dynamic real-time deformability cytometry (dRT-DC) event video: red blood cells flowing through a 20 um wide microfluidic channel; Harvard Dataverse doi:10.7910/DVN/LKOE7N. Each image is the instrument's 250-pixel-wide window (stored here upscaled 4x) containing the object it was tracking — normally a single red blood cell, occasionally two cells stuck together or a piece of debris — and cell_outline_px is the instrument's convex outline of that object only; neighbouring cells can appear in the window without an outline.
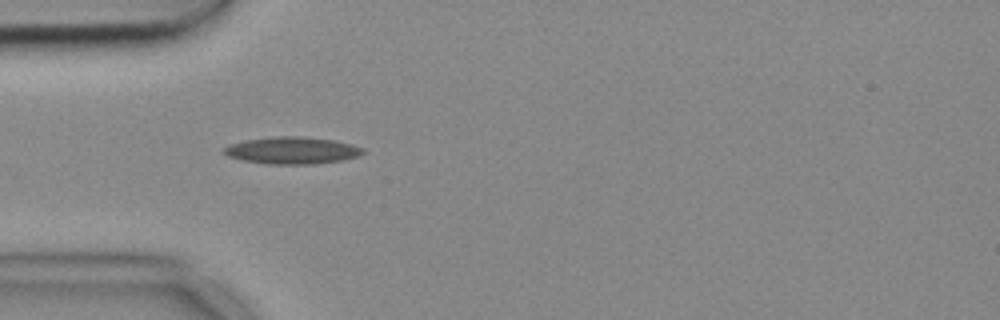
{"species": "common noctule bat (a hibernating species)", "species_latin": "Nyctalus noctula", "temperature_condition": "cold", "stored_images_in_passage": 9, "camera_frame_rate_fps": 3000, "um_per_image_px": 0.085, "animal": {"sex": "female", "body_mass_g": 18.4}, "frame": {"image": 1, "passage_image": 6, "time_ms": 1.667, "image_size_px": [1000, 320], "cell_outline_px": [[364, 152], [356, 156], [340, 160], [312, 164], [268, 164], [244, 160], [228, 156], [224, 152], [224, 148], [232, 144], [244, 140], [276, 136], [304, 136], [332, 140], [352, 144], [364, 148]], "centroid_in_image_um": [24.83, 12.78], "position_along_channel_um": 60.2, "area_um2": 21.62}}
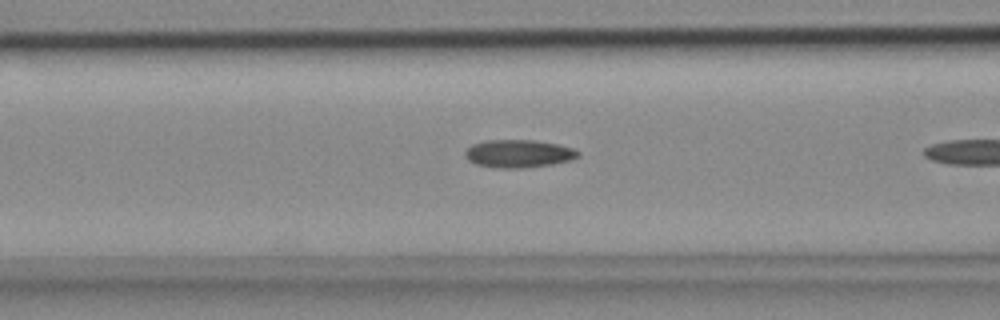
{"frame": {"image": 2, "passage_image": 8, "time_ms": 2.333, "image_size_px": [1000, 320], "cell_outline_px": [[580, 156], [568, 160], [552, 164], [524, 168], [496, 168], [476, 164], [468, 160], [464, 156], [464, 152], [472, 144], [484, 140], [536, 140], [556, 144], [572, 148], [580, 152]], "centroid_in_image_um": [44.04, 13.06], "position_along_channel_um": 122.6, "area_um2": 18.38}}